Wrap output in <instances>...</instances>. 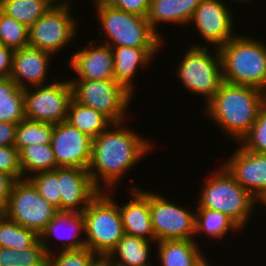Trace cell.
I'll return each mask as SVG.
<instances>
[{"instance_id": "obj_1", "label": "cell", "mask_w": 266, "mask_h": 266, "mask_svg": "<svg viewBox=\"0 0 266 266\" xmlns=\"http://www.w3.org/2000/svg\"><path fill=\"white\" fill-rule=\"evenodd\" d=\"M126 124V121L112 123L93 138L88 172L99 191H114L122 176L142 161L150 150L153 151L154 142L137 134Z\"/></svg>"}, {"instance_id": "obj_2", "label": "cell", "mask_w": 266, "mask_h": 266, "mask_svg": "<svg viewBox=\"0 0 266 266\" xmlns=\"http://www.w3.org/2000/svg\"><path fill=\"white\" fill-rule=\"evenodd\" d=\"M266 93L260 89L223 82L214 97L202 108L224 135L240 143L257 119Z\"/></svg>"}, {"instance_id": "obj_3", "label": "cell", "mask_w": 266, "mask_h": 266, "mask_svg": "<svg viewBox=\"0 0 266 266\" xmlns=\"http://www.w3.org/2000/svg\"><path fill=\"white\" fill-rule=\"evenodd\" d=\"M223 81L266 93V43L251 35H235L219 48Z\"/></svg>"}, {"instance_id": "obj_4", "label": "cell", "mask_w": 266, "mask_h": 266, "mask_svg": "<svg viewBox=\"0 0 266 266\" xmlns=\"http://www.w3.org/2000/svg\"><path fill=\"white\" fill-rule=\"evenodd\" d=\"M219 167L208 175V180H204L196 208L222 212L243 230L259 201L241 187L222 165Z\"/></svg>"}, {"instance_id": "obj_5", "label": "cell", "mask_w": 266, "mask_h": 266, "mask_svg": "<svg viewBox=\"0 0 266 266\" xmlns=\"http://www.w3.org/2000/svg\"><path fill=\"white\" fill-rule=\"evenodd\" d=\"M112 194L100 191L82 212L85 246L97 256H107L125 234L119 201Z\"/></svg>"}, {"instance_id": "obj_6", "label": "cell", "mask_w": 266, "mask_h": 266, "mask_svg": "<svg viewBox=\"0 0 266 266\" xmlns=\"http://www.w3.org/2000/svg\"><path fill=\"white\" fill-rule=\"evenodd\" d=\"M94 6L105 33L98 31V36H106L103 44L110 47H163L165 41L151 29L147 17L125 12L108 3Z\"/></svg>"}, {"instance_id": "obj_7", "label": "cell", "mask_w": 266, "mask_h": 266, "mask_svg": "<svg viewBox=\"0 0 266 266\" xmlns=\"http://www.w3.org/2000/svg\"><path fill=\"white\" fill-rule=\"evenodd\" d=\"M191 44L180 59L175 74L183 87L191 93L202 95L206 102L214 97L223 81L222 61L219 49L208 45Z\"/></svg>"}, {"instance_id": "obj_8", "label": "cell", "mask_w": 266, "mask_h": 266, "mask_svg": "<svg viewBox=\"0 0 266 266\" xmlns=\"http://www.w3.org/2000/svg\"><path fill=\"white\" fill-rule=\"evenodd\" d=\"M70 83L77 102L101 112L113 123L125 121L134 96L121 84L115 80L72 78Z\"/></svg>"}, {"instance_id": "obj_9", "label": "cell", "mask_w": 266, "mask_h": 266, "mask_svg": "<svg viewBox=\"0 0 266 266\" xmlns=\"http://www.w3.org/2000/svg\"><path fill=\"white\" fill-rule=\"evenodd\" d=\"M58 211L42 198L28 178L15 180L10 197L3 208L4 215L38 235L46 228Z\"/></svg>"}, {"instance_id": "obj_10", "label": "cell", "mask_w": 266, "mask_h": 266, "mask_svg": "<svg viewBox=\"0 0 266 266\" xmlns=\"http://www.w3.org/2000/svg\"><path fill=\"white\" fill-rule=\"evenodd\" d=\"M51 80L49 84L25 89V117L35 122L58 124L66 121L73 99L70 80Z\"/></svg>"}, {"instance_id": "obj_11", "label": "cell", "mask_w": 266, "mask_h": 266, "mask_svg": "<svg viewBox=\"0 0 266 266\" xmlns=\"http://www.w3.org/2000/svg\"><path fill=\"white\" fill-rule=\"evenodd\" d=\"M71 6H52L29 28V46L55 54L76 38L78 20Z\"/></svg>"}, {"instance_id": "obj_12", "label": "cell", "mask_w": 266, "mask_h": 266, "mask_svg": "<svg viewBox=\"0 0 266 266\" xmlns=\"http://www.w3.org/2000/svg\"><path fill=\"white\" fill-rule=\"evenodd\" d=\"M150 191V213L155 243L164 240H195V208H183L162 194Z\"/></svg>"}, {"instance_id": "obj_13", "label": "cell", "mask_w": 266, "mask_h": 266, "mask_svg": "<svg viewBox=\"0 0 266 266\" xmlns=\"http://www.w3.org/2000/svg\"><path fill=\"white\" fill-rule=\"evenodd\" d=\"M228 6L223 0H202L190 21L205 44L213 45L211 48H219L236 35L233 12Z\"/></svg>"}, {"instance_id": "obj_14", "label": "cell", "mask_w": 266, "mask_h": 266, "mask_svg": "<svg viewBox=\"0 0 266 266\" xmlns=\"http://www.w3.org/2000/svg\"><path fill=\"white\" fill-rule=\"evenodd\" d=\"M89 135L80 132L69 122L53 124L51 147L59 167L88 169L92 156Z\"/></svg>"}, {"instance_id": "obj_15", "label": "cell", "mask_w": 266, "mask_h": 266, "mask_svg": "<svg viewBox=\"0 0 266 266\" xmlns=\"http://www.w3.org/2000/svg\"><path fill=\"white\" fill-rule=\"evenodd\" d=\"M238 145L221 165L260 203L266 198V153H254Z\"/></svg>"}, {"instance_id": "obj_16", "label": "cell", "mask_w": 266, "mask_h": 266, "mask_svg": "<svg viewBox=\"0 0 266 266\" xmlns=\"http://www.w3.org/2000/svg\"><path fill=\"white\" fill-rule=\"evenodd\" d=\"M90 40L89 45L78 48L70 56L69 65L74 71L73 79L114 80V56L110 46ZM101 43V44H100ZM93 44V45H91Z\"/></svg>"}, {"instance_id": "obj_17", "label": "cell", "mask_w": 266, "mask_h": 266, "mask_svg": "<svg viewBox=\"0 0 266 266\" xmlns=\"http://www.w3.org/2000/svg\"><path fill=\"white\" fill-rule=\"evenodd\" d=\"M82 235H85L83 213L58 210L39 235V239L49 255L53 249L50 243L53 237L56 240L60 239L61 248L58 247V249L61 251L79 250L86 247L85 236Z\"/></svg>"}, {"instance_id": "obj_18", "label": "cell", "mask_w": 266, "mask_h": 266, "mask_svg": "<svg viewBox=\"0 0 266 266\" xmlns=\"http://www.w3.org/2000/svg\"><path fill=\"white\" fill-rule=\"evenodd\" d=\"M61 211L83 212L100 192L92 182L88 169L58 167Z\"/></svg>"}, {"instance_id": "obj_19", "label": "cell", "mask_w": 266, "mask_h": 266, "mask_svg": "<svg viewBox=\"0 0 266 266\" xmlns=\"http://www.w3.org/2000/svg\"><path fill=\"white\" fill-rule=\"evenodd\" d=\"M52 57V53L31 46L14 50L10 78L23 89L48 84L46 80Z\"/></svg>"}, {"instance_id": "obj_20", "label": "cell", "mask_w": 266, "mask_h": 266, "mask_svg": "<svg viewBox=\"0 0 266 266\" xmlns=\"http://www.w3.org/2000/svg\"><path fill=\"white\" fill-rule=\"evenodd\" d=\"M132 199L119 204L124 233L155 243L150 213V191L131 186Z\"/></svg>"}, {"instance_id": "obj_21", "label": "cell", "mask_w": 266, "mask_h": 266, "mask_svg": "<svg viewBox=\"0 0 266 266\" xmlns=\"http://www.w3.org/2000/svg\"><path fill=\"white\" fill-rule=\"evenodd\" d=\"M163 47H111L114 56V80L134 96L138 67H147ZM133 79V80H132Z\"/></svg>"}, {"instance_id": "obj_22", "label": "cell", "mask_w": 266, "mask_h": 266, "mask_svg": "<svg viewBox=\"0 0 266 266\" xmlns=\"http://www.w3.org/2000/svg\"><path fill=\"white\" fill-rule=\"evenodd\" d=\"M202 0H150L147 19L151 29L164 41L159 34V23L190 24L196 8ZM158 25V26H157Z\"/></svg>"}, {"instance_id": "obj_23", "label": "cell", "mask_w": 266, "mask_h": 266, "mask_svg": "<svg viewBox=\"0 0 266 266\" xmlns=\"http://www.w3.org/2000/svg\"><path fill=\"white\" fill-rule=\"evenodd\" d=\"M154 245L158 266H196L206 255L195 240H164Z\"/></svg>"}, {"instance_id": "obj_24", "label": "cell", "mask_w": 266, "mask_h": 266, "mask_svg": "<svg viewBox=\"0 0 266 266\" xmlns=\"http://www.w3.org/2000/svg\"><path fill=\"white\" fill-rule=\"evenodd\" d=\"M153 244L151 241L124 234L106 257L112 266H154L149 260L152 258Z\"/></svg>"}, {"instance_id": "obj_25", "label": "cell", "mask_w": 266, "mask_h": 266, "mask_svg": "<svg viewBox=\"0 0 266 266\" xmlns=\"http://www.w3.org/2000/svg\"><path fill=\"white\" fill-rule=\"evenodd\" d=\"M242 229L227 215L216 210L195 208V241L197 235L204 233L210 239L223 240L228 233ZM229 231V232H228Z\"/></svg>"}, {"instance_id": "obj_26", "label": "cell", "mask_w": 266, "mask_h": 266, "mask_svg": "<svg viewBox=\"0 0 266 266\" xmlns=\"http://www.w3.org/2000/svg\"><path fill=\"white\" fill-rule=\"evenodd\" d=\"M66 121L91 138L98 136L113 123L101 112L77 102L74 98L68 107Z\"/></svg>"}, {"instance_id": "obj_27", "label": "cell", "mask_w": 266, "mask_h": 266, "mask_svg": "<svg viewBox=\"0 0 266 266\" xmlns=\"http://www.w3.org/2000/svg\"><path fill=\"white\" fill-rule=\"evenodd\" d=\"M24 93L10 77H0V122L18 124L26 119Z\"/></svg>"}, {"instance_id": "obj_28", "label": "cell", "mask_w": 266, "mask_h": 266, "mask_svg": "<svg viewBox=\"0 0 266 266\" xmlns=\"http://www.w3.org/2000/svg\"><path fill=\"white\" fill-rule=\"evenodd\" d=\"M19 157L23 178L59 167L51 144L27 146L19 152Z\"/></svg>"}, {"instance_id": "obj_29", "label": "cell", "mask_w": 266, "mask_h": 266, "mask_svg": "<svg viewBox=\"0 0 266 266\" xmlns=\"http://www.w3.org/2000/svg\"><path fill=\"white\" fill-rule=\"evenodd\" d=\"M52 5L47 0H0V10L30 28Z\"/></svg>"}, {"instance_id": "obj_30", "label": "cell", "mask_w": 266, "mask_h": 266, "mask_svg": "<svg viewBox=\"0 0 266 266\" xmlns=\"http://www.w3.org/2000/svg\"><path fill=\"white\" fill-rule=\"evenodd\" d=\"M39 235L10 220L4 214L0 218V247L22 250L31 247Z\"/></svg>"}, {"instance_id": "obj_31", "label": "cell", "mask_w": 266, "mask_h": 266, "mask_svg": "<svg viewBox=\"0 0 266 266\" xmlns=\"http://www.w3.org/2000/svg\"><path fill=\"white\" fill-rule=\"evenodd\" d=\"M52 133L53 124L25 119L17 124L14 146L20 152L23 148L33 144H50Z\"/></svg>"}, {"instance_id": "obj_32", "label": "cell", "mask_w": 266, "mask_h": 266, "mask_svg": "<svg viewBox=\"0 0 266 266\" xmlns=\"http://www.w3.org/2000/svg\"><path fill=\"white\" fill-rule=\"evenodd\" d=\"M0 44L13 50L29 46V28L0 10Z\"/></svg>"}, {"instance_id": "obj_33", "label": "cell", "mask_w": 266, "mask_h": 266, "mask_svg": "<svg viewBox=\"0 0 266 266\" xmlns=\"http://www.w3.org/2000/svg\"><path fill=\"white\" fill-rule=\"evenodd\" d=\"M28 179L34 184L39 195L48 203L61 211L60 180H58V168L51 171L39 172Z\"/></svg>"}, {"instance_id": "obj_34", "label": "cell", "mask_w": 266, "mask_h": 266, "mask_svg": "<svg viewBox=\"0 0 266 266\" xmlns=\"http://www.w3.org/2000/svg\"><path fill=\"white\" fill-rule=\"evenodd\" d=\"M237 144L254 153H266V101L260 107L249 133Z\"/></svg>"}, {"instance_id": "obj_35", "label": "cell", "mask_w": 266, "mask_h": 266, "mask_svg": "<svg viewBox=\"0 0 266 266\" xmlns=\"http://www.w3.org/2000/svg\"><path fill=\"white\" fill-rule=\"evenodd\" d=\"M97 257L87 247L79 250H59L47 256V266H89Z\"/></svg>"}, {"instance_id": "obj_36", "label": "cell", "mask_w": 266, "mask_h": 266, "mask_svg": "<svg viewBox=\"0 0 266 266\" xmlns=\"http://www.w3.org/2000/svg\"><path fill=\"white\" fill-rule=\"evenodd\" d=\"M47 252L38 239L31 247L14 249L15 266H47Z\"/></svg>"}, {"instance_id": "obj_37", "label": "cell", "mask_w": 266, "mask_h": 266, "mask_svg": "<svg viewBox=\"0 0 266 266\" xmlns=\"http://www.w3.org/2000/svg\"><path fill=\"white\" fill-rule=\"evenodd\" d=\"M0 170L11 175L15 180L23 178L19 151L14 145L0 146Z\"/></svg>"}, {"instance_id": "obj_38", "label": "cell", "mask_w": 266, "mask_h": 266, "mask_svg": "<svg viewBox=\"0 0 266 266\" xmlns=\"http://www.w3.org/2000/svg\"><path fill=\"white\" fill-rule=\"evenodd\" d=\"M109 5L128 13L147 17L150 0H108Z\"/></svg>"}, {"instance_id": "obj_39", "label": "cell", "mask_w": 266, "mask_h": 266, "mask_svg": "<svg viewBox=\"0 0 266 266\" xmlns=\"http://www.w3.org/2000/svg\"><path fill=\"white\" fill-rule=\"evenodd\" d=\"M14 50L0 44V77H10Z\"/></svg>"}, {"instance_id": "obj_40", "label": "cell", "mask_w": 266, "mask_h": 266, "mask_svg": "<svg viewBox=\"0 0 266 266\" xmlns=\"http://www.w3.org/2000/svg\"><path fill=\"white\" fill-rule=\"evenodd\" d=\"M15 182V179L0 170V206L4 208L10 197L12 186Z\"/></svg>"}, {"instance_id": "obj_41", "label": "cell", "mask_w": 266, "mask_h": 266, "mask_svg": "<svg viewBox=\"0 0 266 266\" xmlns=\"http://www.w3.org/2000/svg\"><path fill=\"white\" fill-rule=\"evenodd\" d=\"M17 124L0 122V146H12L16 139Z\"/></svg>"}, {"instance_id": "obj_42", "label": "cell", "mask_w": 266, "mask_h": 266, "mask_svg": "<svg viewBox=\"0 0 266 266\" xmlns=\"http://www.w3.org/2000/svg\"><path fill=\"white\" fill-rule=\"evenodd\" d=\"M0 266H15L14 249L0 247Z\"/></svg>"}, {"instance_id": "obj_43", "label": "cell", "mask_w": 266, "mask_h": 266, "mask_svg": "<svg viewBox=\"0 0 266 266\" xmlns=\"http://www.w3.org/2000/svg\"><path fill=\"white\" fill-rule=\"evenodd\" d=\"M89 266H112L106 256H97Z\"/></svg>"}, {"instance_id": "obj_44", "label": "cell", "mask_w": 266, "mask_h": 266, "mask_svg": "<svg viewBox=\"0 0 266 266\" xmlns=\"http://www.w3.org/2000/svg\"><path fill=\"white\" fill-rule=\"evenodd\" d=\"M52 6H67L70 7V0H47Z\"/></svg>"}, {"instance_id": "obj_45", "label": "cell", "mask_w": 266, "mask_h": 266, "mask_svg": "<svg viewBox=\"0 0 266 266\" xmlns=\"http://www.w3.org/2000/svg\"><path fill=\"white\" fill-rule=\"evenodd\" d=\"M206 257L207 256H204L196 266H211L208 261L209 259H207Z\"/></svg>"}, {"instance_id": "obj_46", "label": "cell", "mask_w": 266, "mask_h": 266, "mask_svg": "<svg viewBox=\"0 0 266 266\" xmlns=\"http://www.w3.org/2000/svg\"><path fill=\"white\" fill-rule=\"evenodd\" d=\"M93 4L96 5V4H100V3H106L108 0H93Z\"/></svg>"}, {"instance_id": "obj_47", "label": "cell", "mask_w": 266, "mask_h": 266, "mask_svg": "<svg viewBox=\"0 0 266 266\" xmlns=\"http://www.w3.org/2000/svg\"><path fill=\"white\" fill-rule=\"evenodd\" d=\"M232 1H236V2H239V3H249L251 2L252 0H232ZM254 1V0H253Z\"/></svg>"}, {"instance_id": "obj_48", "label": "cell", "mask_w": 266, "mask_h": 266, "mask_svg": "<svg viewBox=\"0 0 266 266\" xmlns=\"http://www.w3.org/2000/svg\"><path fill=\"white\" fill-rule=\"evenodd\" d=\"M3 208L0 206V218L3 216Z\"/></svg>"}, {"instance_id": "obj_49", "label": "cell", "mask_w": 266, "mask_h": 266, "mask_svg": "<svg viewBox=\"0 0 266 266\" xmlns=\"http://www.w3.org/2000/svg\"><path fill=\"white\" fill-rule=\"evenodd\" d=\"M261 203H262L261 206L265 205L264 207H266V198Z\"/></svg>"}]
</instances>
